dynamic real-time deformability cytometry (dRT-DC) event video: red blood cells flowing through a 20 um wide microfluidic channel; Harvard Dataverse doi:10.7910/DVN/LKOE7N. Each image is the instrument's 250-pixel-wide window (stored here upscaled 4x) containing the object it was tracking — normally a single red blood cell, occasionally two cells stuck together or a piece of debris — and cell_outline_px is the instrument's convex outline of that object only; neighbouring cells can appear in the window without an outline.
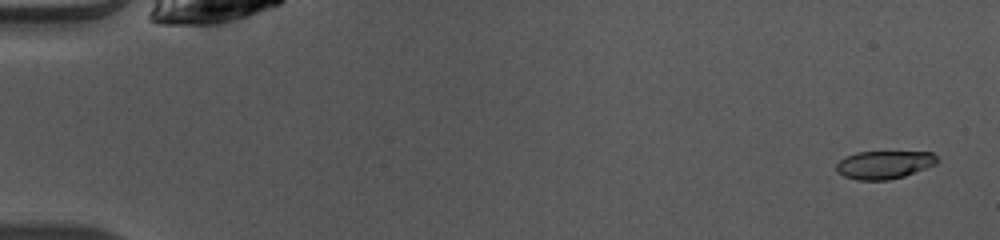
{"species": "common noctule bat (a hibernating species)", "species_latin": "Nyctalus noctula", "temperature_condition": "warm", "stored_images_in_passage": 49, "camera_frame_rate_fps": 3000, "um_per_image_px": 0.085, "animal": {"sex": "female", "body_mass_g": 10.0, "forearm_length_mm": 53.1}, "frame": {"image": 1, "passage_image": 2, "time_ms": 0.333, "image_size_px": [1000, 240], "cell_outline_px": [[940, 160], [936, 164], [904, 176], [888, 180], [856, 180], [844, 176], [836, 172], [836, 164], [840, 160], [856, 152], [932, 152]], "centroid_in_image_um": [75.15, 14.0], "position_along_channel_um": 9.8, "area_um2": 16.47}}
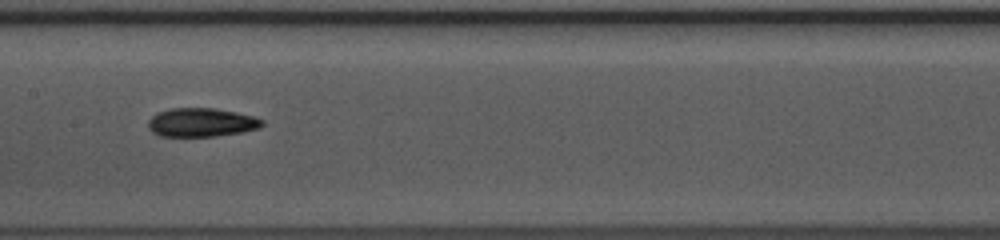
{"frame": {"image": 2, "passage_image": 25, "time_ms": 8.0, "image_size_px": [1000, 240], "cell_outline_px": [[264, 124], [260, 128], [240, 132], [216, 136], [160, 136], [152, 132], [148, 128], [148, 120], [156, 112], [172, 108], [216, 108], [236, 112], [252, 116], [264, 120]], "centroid_in_image_um": [17.1, 10.4], "position_along_channel_um": 190.3, "area_um2": 19.13}}
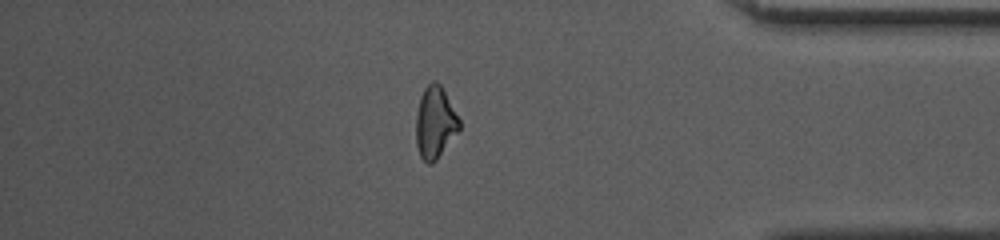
{"frame": {"image": 3, "passage_image": 42, "time_ms": 13.667, "image_size_px": [1000, 240], "cell_outline_px": [[460, 128], [436, 160], [432, 164], [428, 164], [420, 156], [416, 144], [416, 116], [420, 96], [424, 88], [432, 80], [436, 80], [440, 84], [460, 120]], "centroid_in_image_um": [36.96, 10.4], "position_along_channel_um": 398.2, "area_um2": 17.98}, "authors_computed_cell_mechanics": {"area_um2": 18.2648, "velocity_mm_per_s": 4.0996, "shape_relaxation_time_tau1_ms": 4.7154, "shape_relaxation_time_tau2_ms": 2.7922, "deformation_change_tau1": 0.1654, "deformation_change_tau2": 0.0877}}